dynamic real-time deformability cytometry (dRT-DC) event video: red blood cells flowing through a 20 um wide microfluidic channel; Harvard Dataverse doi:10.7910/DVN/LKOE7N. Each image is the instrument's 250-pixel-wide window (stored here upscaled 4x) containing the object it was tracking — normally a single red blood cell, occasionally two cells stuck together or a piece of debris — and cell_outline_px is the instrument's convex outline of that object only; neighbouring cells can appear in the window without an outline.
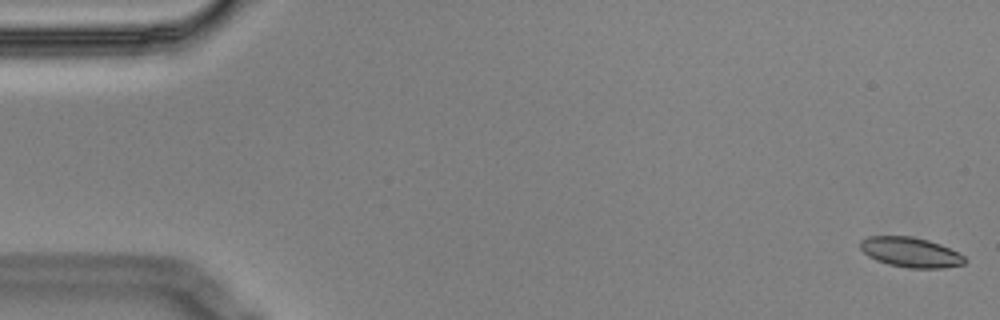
{"species": "Egyptian fruit bat (a non-hibernating species)", "species_latin": "Rousettus aegyptiacus", "temperature_condition": "cold", "stored_images_in_passage": 6, "camera_frame_rate_fps": 3000, "um_per_image_px": 0.085, "animal": {"sex": "male"}, "frame": {"image": 1, "passage_image": 1, "time_ms": 0.0, "image_size_px": [1000, 320], "cell_outline_px": [[964, 264], [940, 268], [908, 268], [888, 264], [876, 260], [868, 256], [860, 248], [860, 240], [868, 236], [912, 236], [928, 240], [940, 244], [964, 256]], "centroid_in_image_um": [77.35, 21.43], "position_along_channel_um": 7.6, "area_um2": 18.09}}
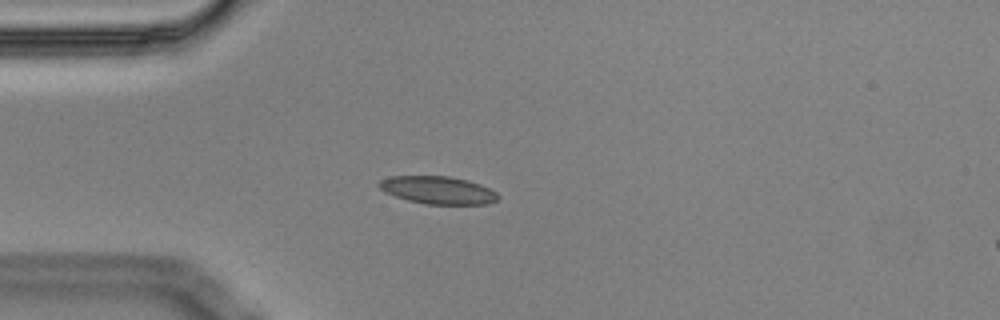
{"frame": {"image": 2, "passage_image": 5, "time_ms": 1.333, "image_size_px": [1000, 320], "cell_outline_px": [[500, 196], [496, 200], [488, 204], [424, 204], [408, 200], [384, 192], [376, 184], [380, 180], [388, 176], [448, 176], [468, 180], [480, 184], [496, 192]], "centroid_in_image_um": [37.2, 16.15], "position_along_channel_um": 47.8, "area_um2": 19.25}}